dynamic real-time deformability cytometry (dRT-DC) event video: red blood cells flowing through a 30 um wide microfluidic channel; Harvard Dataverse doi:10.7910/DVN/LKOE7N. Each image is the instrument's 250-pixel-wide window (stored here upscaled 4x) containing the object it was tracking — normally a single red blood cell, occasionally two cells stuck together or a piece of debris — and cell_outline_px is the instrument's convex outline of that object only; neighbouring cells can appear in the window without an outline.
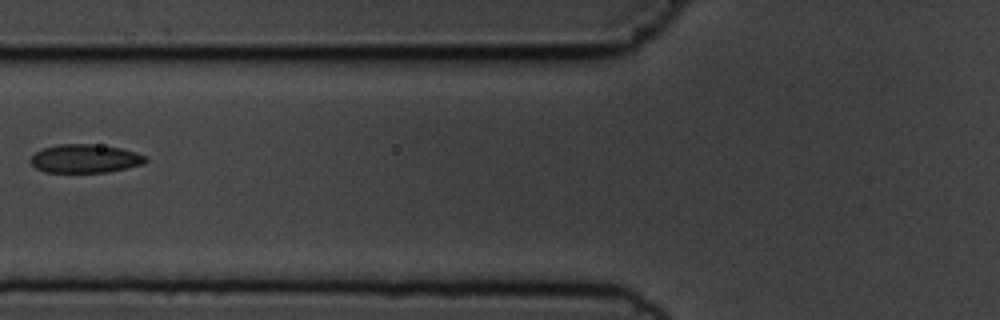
{"species": "common noctule bat (a hibernating species)", "species_latin": "Nyctalus noctula", "temperature_condition": "cold", "stored_images_in_passage": 4, "camera_frame_rate_fps": 3000, "um_per_image_px": 0.085, "animal": {"sex": "male", "body_mass_g": 19.5, "forearm_length_mm": 54.6}, "frame": {"image": 1, "passage_image": 3, "time_ms": 2.333, "image_size_px": [1000, 320], "cell_outline_px": [[148, 160], [144, 164], [108, 172], [44, 172], [36, 168], [28, 160], [36, 152], [44, 148], [60, 144], [92, 144], [120, 148], [136, 152], [144, 156]], "centroid_in_image_um": [7.23, 13.49], "position_along_channel_um": 118.6, "area_um2": 19.02}}
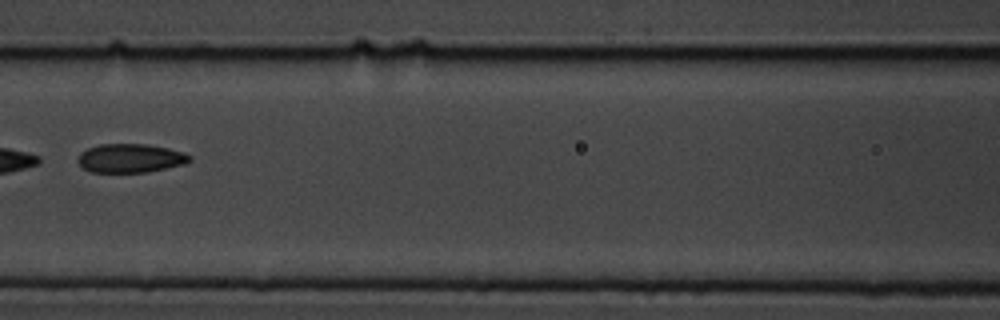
{"frame": {"image": 2, "passage_image": 4, "time_ms": 3.333, "image_size_px": [1000, 320], "cell_outline_px": [[192, 160], [184, 164], [148, 172], [92, 172], [84, 168], [76, 160], [80, 152], [88, 148], [100, 144], [148, 144], [168, 148], [184, 152], [192, 156]], "centroid_in_image_um": [11.1, 13.44], "position_along_channel_um": 155.5, "area_um2": 18.84}}